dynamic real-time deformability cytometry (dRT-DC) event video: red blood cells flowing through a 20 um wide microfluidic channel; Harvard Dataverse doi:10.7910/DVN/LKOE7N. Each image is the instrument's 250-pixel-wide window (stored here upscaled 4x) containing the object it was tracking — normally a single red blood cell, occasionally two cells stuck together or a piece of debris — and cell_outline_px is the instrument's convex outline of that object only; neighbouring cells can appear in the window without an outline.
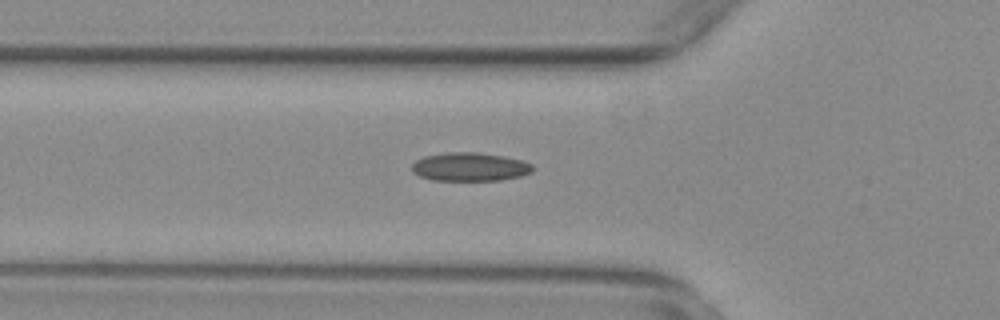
{"species": "common noctule bat (a hibernating species)", "species_latin": "Nyctalus noctula", "temperature_condition": "warm", "stored_images_in_passage": 39, "camera_frame_rate_fps": 3000, "um_per_image_px": 0.085, "animal": {"sex": "female", "body_mass_g": 29.2, "forearm_length_mm": 56.3}, "frame": {"image": 1, "passage_image": 2, "time_ms": 0.333, "image_size_px": [1000, 320], "cell_outline_px": [[532, 172], [520, 176], [500, 180], [432, 180], [420, 176], [412, 172], [412, 164], [416, 160], [424, 156], [448, 152], [480, 152], [504, 156], [520, 160], [532, 164]], "centroid_in_image_um": [39.92, 14.17], "position_along_channel_um": 85.9, "area_um2": 20.06}}
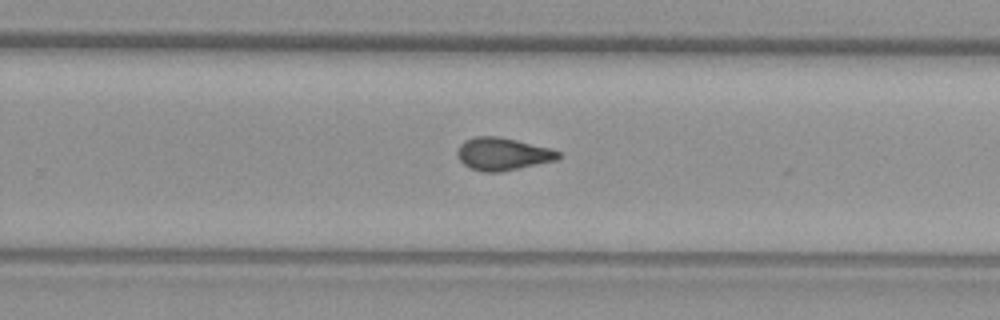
{"frame": {"image": 2, "passage_image": 18, "time_ms": 5.667, "image_size_px": [1000, 320], "cell_outline_px": [[560, 160], [500, 172], [480, 172], [468, 168], [456, 156], [456, 152], [460, 144], [464, 140], [476, 136], [500, 136], [552, 148], [560, 152]], "centroid_in_image_um": [42.74, 13.09], "position_along_channel_um": 287.1, "area_um2": 19.65}}
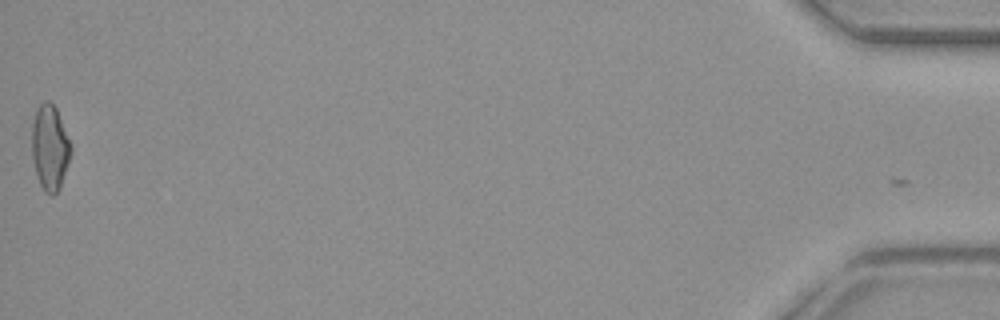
{"frame": {"image": 3, "passage_image": 38, "time_ms": 12.333, "image_size_px": [1000, 320], "cell_outline_px": [[72, 148], [60, 188], [52, 196], [44, 192], [40, 184], [36, 172], [32, 156], [32, 124], [36, 108], [44, 100], [48, 100], [56, 108]], "centroid_in_image_um": [4.22, 12.53], "position_along_channel_um": 431.0, "area_um2": 19.13}}